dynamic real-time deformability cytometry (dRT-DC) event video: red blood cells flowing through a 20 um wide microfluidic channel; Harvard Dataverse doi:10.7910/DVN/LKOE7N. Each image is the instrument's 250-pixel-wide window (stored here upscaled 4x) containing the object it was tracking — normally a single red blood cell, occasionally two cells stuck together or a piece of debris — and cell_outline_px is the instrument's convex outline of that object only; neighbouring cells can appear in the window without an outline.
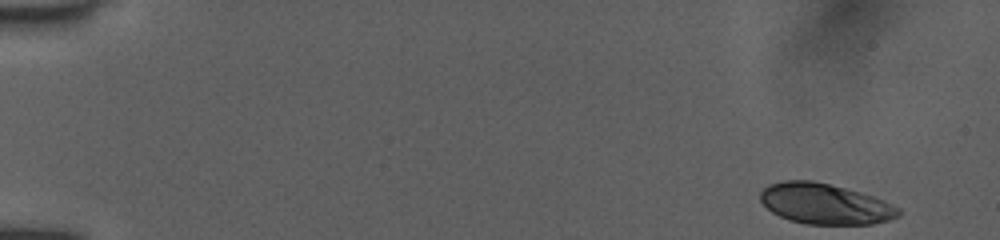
{"species": "human", "species_latin": "Homo sapiens", "temperature_condition": "room temperature", "stored_images_in_passage": 50, "camera_frame_rate_fps": 3000, "um_per_image_px": 0.085, "donor": {"sex": "female"}, "frame": {"image": 1, "passage_image": 1, "time_ms": 0.0, "image_size_px": [1000, 240], "cell_outline_px": [[904, 212], [900, 216], [888, 220], [872, 224], [804, 224], [788, 220], [772, 212], [760, 200], [760, 192], [768, 184], [784, 180], [812, 180], [860, 192], [884, 200], [900, 208]], "centroid_in_image_um": [70.14, 17.33], "position_along_channel_um": 14.9, "area_um2": 32.83}}
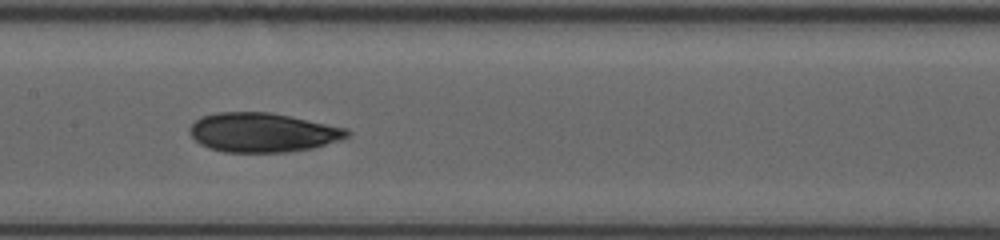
{"frame": {"image": 2, "passage_image": 25, "time_ms": 8.0, "image_size_px": [1000, 240], "cell_outline_px": [[352, 132], [348, 136], [340, 140], [312, 148], [284, 152], [224, 152], [200, 144], [188, 132], [192, 124], [200, 116], [216, 112], [268, 112], [348, 128]], "centroid_in_image_um": [22.32, 11.25], "position_along_channel_um": 185.1, "area_um2": 35.84}}
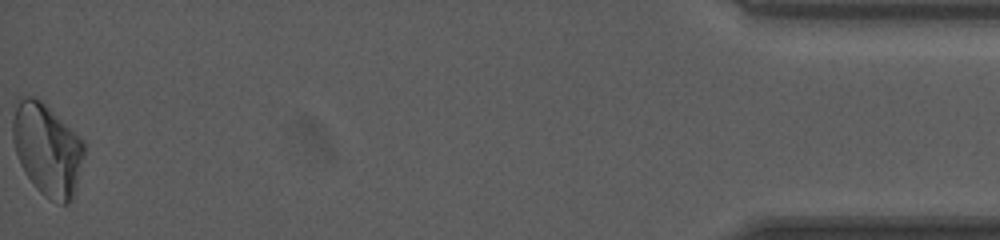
{"frame": {"image": 3, "passage_image": 50, "time_ms": 16.333, "image_size_px": [1000, 240], "cell_outline_px": [[88, 144], [76, 188], [72, 200], [68, 204], [60, 204], [44, 196], [36, 188], [24, 172], [20, 164], [12, 140], [12, 120], [20, 96], [36, 96], [84, 140]], "centroid_in_image_um": [4.04, 12.72], "position_along_channel_um": 431.2, "area_um2": 38.73}, "authors_computed_cell_mechanics": {"area_um2": 35.2291, "velocity_mm_per_s": 3.9818, "shape_relaxation_time_tau1_ms": 7.449, "shape_relaxation_time_tau2_ms": 2.7918, "deformation_change_tau1": 0.1857, "deformation_change_tau2": 0.0626}}